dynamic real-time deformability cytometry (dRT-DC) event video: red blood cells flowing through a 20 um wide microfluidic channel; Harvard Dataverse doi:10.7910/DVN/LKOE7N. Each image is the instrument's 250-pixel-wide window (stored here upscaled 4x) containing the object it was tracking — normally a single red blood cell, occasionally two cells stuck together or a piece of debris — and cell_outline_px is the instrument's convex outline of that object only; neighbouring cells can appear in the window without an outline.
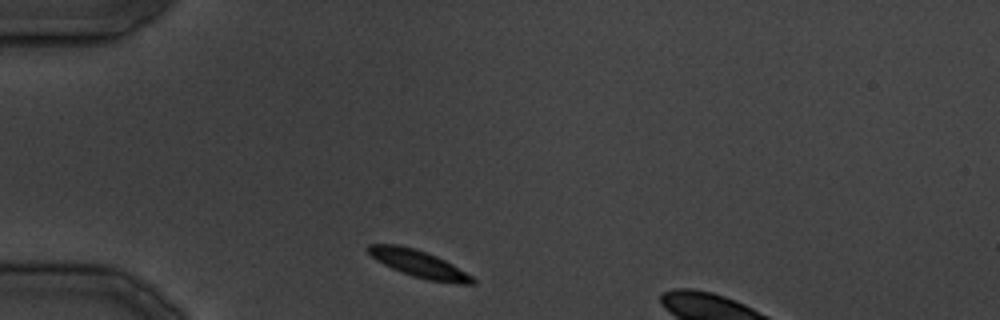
{"species": "common noctule bat (a hibernating species)", "species_latin": "Nyctalus noctula", "temperature_condition": "cold", "stored_images_in_passage": 10, "camera_frame_rate_fps": 3000, "um_per_image_px": 0.085, "animal": {"sex": "male", "body_mass_g": 19.5, "forearm_length_mm": 54.6}, "frame": {"image": 1, "passage_image": 1, "time_ms": 0.0, "image_size_px": [1000, 320], "cell_outline_px": [[476, 284], [456, 284], [428, 280], [412, 276], [400, 272], [376, 260], [364, 248], [368, 244], [400, 244], [436, 256], [452, 264], [472, 276], [476, 280]], "centroid_in_image_um": [35.59, 22.43], "position_along_channel_um": 49.4, "area_um2": 16.47}}
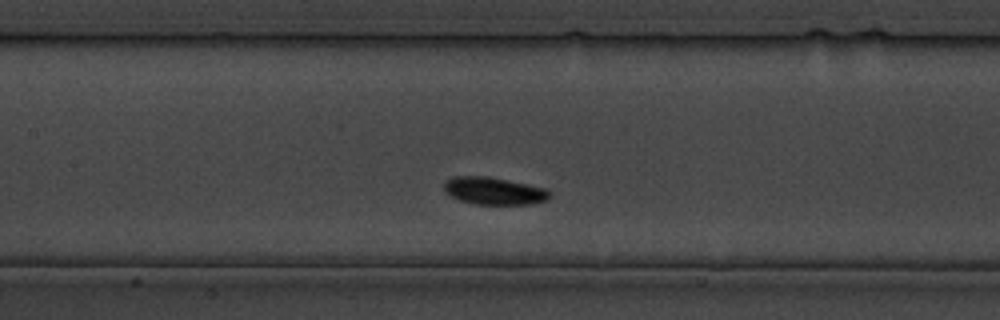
{"frame": {"image": 2, "passage_image": 9, "time_ms": 9.333, "image_size_px": [1000, 320], "cell_outline_px": [[552, 196], [544, 200], [532, 204], [472, 204], [460, 200], [452, 196], [444, 188], [444, 180], [452, 176], [488, 176], [548, 188]], "centroid_in_image_um": [42.0, 16.21], "position_along_channel_um": 165.4, "area_um2": 16.94}}